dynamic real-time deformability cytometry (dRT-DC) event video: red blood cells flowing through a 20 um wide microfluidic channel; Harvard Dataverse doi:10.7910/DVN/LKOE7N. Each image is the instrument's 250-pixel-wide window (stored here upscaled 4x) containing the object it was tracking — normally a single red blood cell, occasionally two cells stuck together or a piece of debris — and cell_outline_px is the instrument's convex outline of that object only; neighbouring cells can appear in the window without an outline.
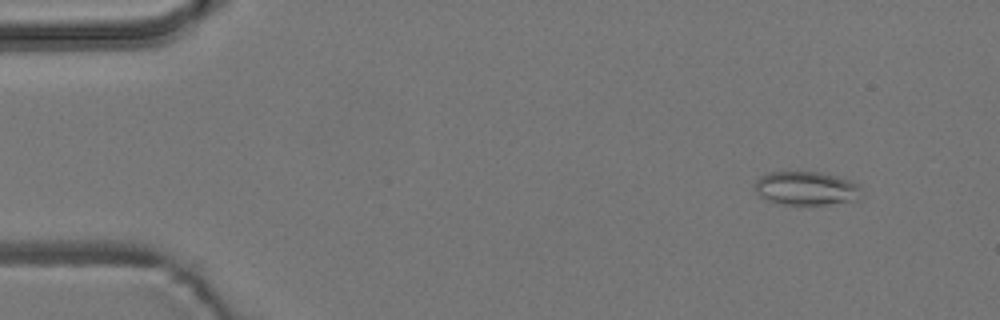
{"species": "common noctule bat (a hibernating species)", "species_latin": "Nyctalus noctula", "temperature_condition": "room temperature", "stored_images_in_passage": 6, "camera_frame_rate_fps": 3000, "um_per_image_px": 0.085, "animal": {"sex": "male", "body_mass_g": 19.2, "forearm_length_mm": 51.8}, "frame": {"image": 1, "passage_image": 1, "time_ms": 0.0, "image_size_px": [1000, 320], "cell_outline_px": [[864, 192], [860, 200], [824, 204], [780, 204], [768, 200], [760, 196], [756, 192], [756, 180], [760, 176], [768, 172], [820, 172], [836, 176], [848, 180], [856, 184]], "centroid_in_image_um": [68.56, 16.01], "position_along_channel_um": 16.4, "area_um2": 20.87}}
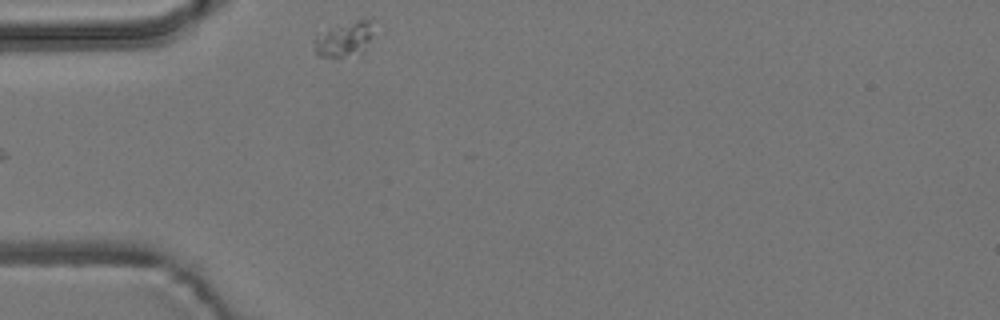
{"frame": {"image": 2, "passage_image": 5, "time_ms": 4.667, "image_size_px": [1000, 320], "cell_outline_px": [[372, 36], [364, 52], [360, 56], [340, 60], [320, 56], [316, 52], [312, 44], [312, 40], [316, 36], [360, 20], [372, 20]], "centroid_in_image_um": [29.28, 3.48], "position_along_channel_um": 55.7, "area_um2": 12.08}}